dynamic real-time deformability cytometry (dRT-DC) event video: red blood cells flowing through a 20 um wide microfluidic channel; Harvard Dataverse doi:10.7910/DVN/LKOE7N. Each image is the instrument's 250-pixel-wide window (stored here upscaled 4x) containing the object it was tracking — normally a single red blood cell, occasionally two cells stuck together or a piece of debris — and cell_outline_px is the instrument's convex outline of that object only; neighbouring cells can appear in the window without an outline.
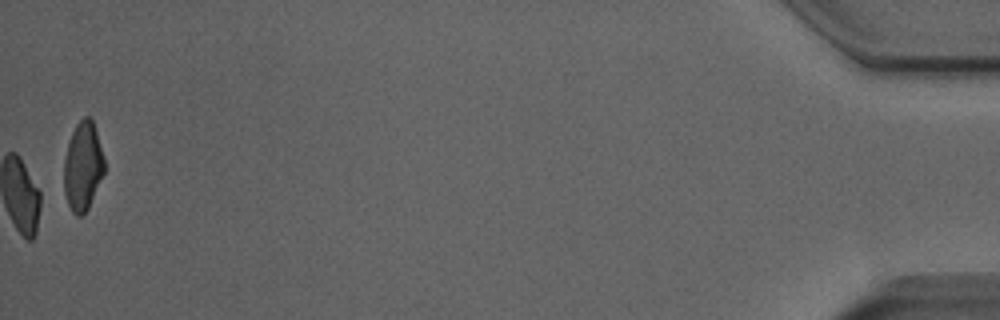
{"species": "Egyptian fruit bat (a non-hibernating species)", "species_latin": "Rousettus aegyptiacus", "temperature_condition": "room temperature", "stored_images_in_passage": 51, "camera_frame_rate_fps": 3000, "um_per_image_px": 0.085, "animal": {"sex": "male"}, "frame": {"image": 1, "passage_image": 51, "time_ms": 16.667, "image_size_px": [1000, 320], "cell_outline_px": [[104, 172], [88, 208], [80, 216], [76, 216], [72, 212], [68, 204], [64, 192], [64, 160], [68, 144], [72, 132], [76, 124], [84, 116], [88, 116], [92, 120], [104, 156]], "centroid_in_image_um": [7.03, 14.13], "position_along_channel_um": 428.2, "area_um2": 20.63}, "authors_computed_cell_mechanics": {"area_um2": 18.9006, "velocity_mm_per_s": 4.0192, "shape_relaxation_time_tau1_ms": 6.4875, "shape_relaxation_time_tau2_ms": 1.4158, "deformation_change_tau1": 0.128, "deformation_change_tau2": 0.0608}}